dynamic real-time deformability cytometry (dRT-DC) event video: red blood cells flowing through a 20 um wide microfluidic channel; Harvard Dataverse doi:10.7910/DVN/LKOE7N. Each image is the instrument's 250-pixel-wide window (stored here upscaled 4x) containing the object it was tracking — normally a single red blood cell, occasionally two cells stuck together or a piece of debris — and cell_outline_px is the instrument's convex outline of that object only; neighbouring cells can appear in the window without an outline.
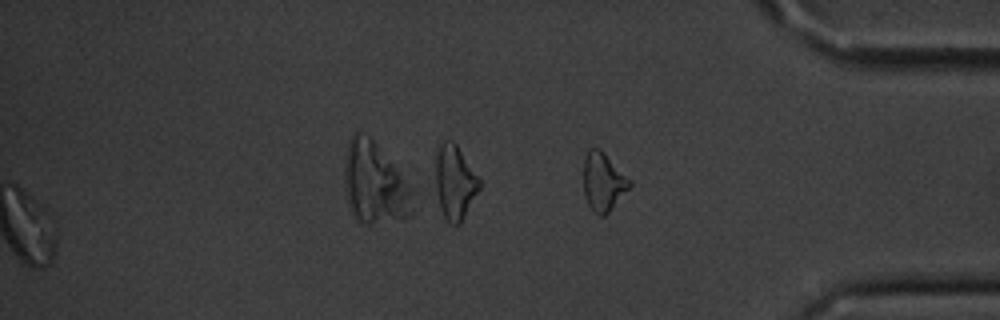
{"species": "common noctule bat (a hibernating species)", "species_latin": "Nyctalus noctula", "temperature_condition": "cold", "stored_images_in_passage": 44, "segment_of_instrument_passage": [2, 2], "camera_frame_rate_fps": 3000, "um_per_image_px": 0.085, "animal": {"sex": "male", "body_mass_g": 20.1, "forearm_length_mm": 53.5}, "frame": {"image": 1, "passage_image": 44, "time_ms": 14.333, "image_size_px": [1000, 320], "cell_outline_px": [[632, 184], [608, 212], [604, 216], [600, 216], [588, 204], [584, 192], [584, 160], [588, 152], [592, 148], [600, 148], [632, 180]], "centroid_in_image_um": [51.29, 15.43], "position_along_channel_um": 383.9, "area_um2": 15.37}}